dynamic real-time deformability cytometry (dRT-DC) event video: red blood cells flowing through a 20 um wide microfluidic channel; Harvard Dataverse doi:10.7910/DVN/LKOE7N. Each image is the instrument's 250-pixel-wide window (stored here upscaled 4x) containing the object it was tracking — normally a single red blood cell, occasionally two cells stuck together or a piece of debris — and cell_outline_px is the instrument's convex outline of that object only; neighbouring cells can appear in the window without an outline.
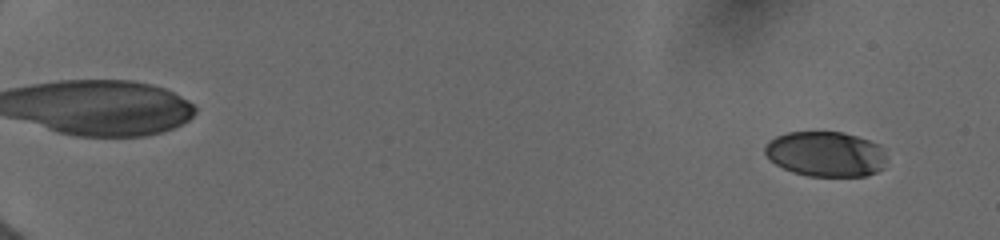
{"species": "human", "species_latin": "Homo sapiens", "temperature_condition": "cold", "stored_images_in_passage": 43, "camera_frame_rate_fps": 3000, "um_per_image_px": 0.085, "donor": {"sex": "female"}, "frame": {"image": 1, "passage_image": 3, "time_ms": 1.0, "image_size_px": [1000, 240], "cell_outline_px": [[884, 168], [876, 172], [864, 176], [808, 176], [792, 172], [776, 164], [764, 152], [764, 144], [768, 140], [776, 136], [788, 132], [844, 132], [880, 144], [884, 152]], "centroid_in_image_um": [70.17, 13.09], "position_along_channel_um": 14.8, "area_um2": 32.08}}
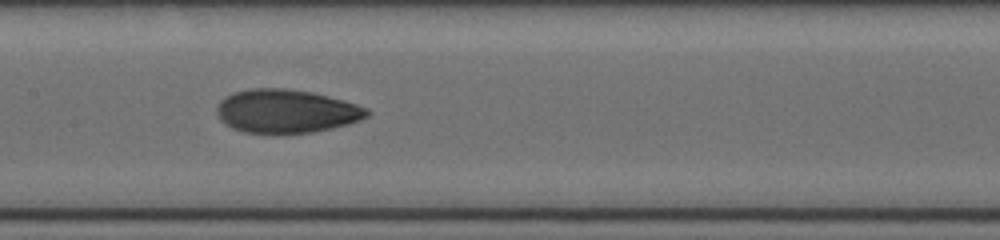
{"frame": {"image": 2, "passage_image": 22, "time_ms": 10.0, "image_size_px": [1000, 240], "cell_outline_px": [[368, 116], [360, 120], [348, 124], [332, 128], [312, 132], [244, 132], [232, 128], [224, 124], [220, 120], [216, 112], [216, 108], [220, 100], [232, 92], [248, 88], [288, 88], [312, 92], [328, 96], [356, 104], [368, 108]], "centroid_in_image_um": [24.29, 9.43], "position_along_channel_um": 183.1, "area_um2": 37.97}}
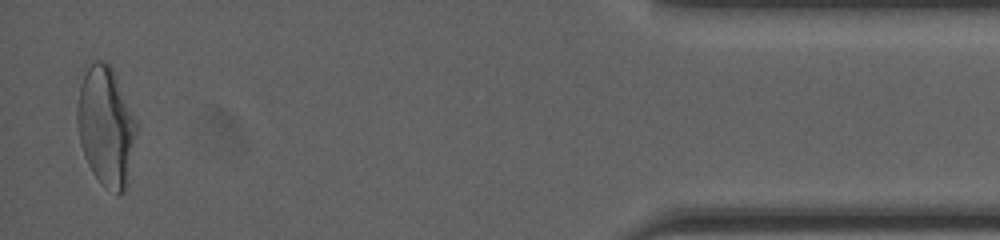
{"frame": {"image": 3, "passage_image": 43, "time_ms": 17.667, "image_size_px": [1000, 240], "cell_outline_px": [[136, 128], [124, 192], [116, 196], [92, 172], [84, 156], [80, 144], [76, 120], [76, 108], [80, 68], [84, 64], [96, 60], [104, 60], [112, 68], [136, 120]], "centroid_in_image_um": [8.91, 10.6], "position_along_channel_um": 426.3, "area_um2": 41.33}, "authors_computed_cell_mechanics": {"area_um2": 36.414, "velocity_mm_per_s": 3.9589, "shape_relaxation_time_tau1_ms": 4.9203, "shape_relaxation_time_tau2_ms": 1.8105, "deformation_change_tau1": 0.1751, "deformation_change_tau2": 0.0663}}